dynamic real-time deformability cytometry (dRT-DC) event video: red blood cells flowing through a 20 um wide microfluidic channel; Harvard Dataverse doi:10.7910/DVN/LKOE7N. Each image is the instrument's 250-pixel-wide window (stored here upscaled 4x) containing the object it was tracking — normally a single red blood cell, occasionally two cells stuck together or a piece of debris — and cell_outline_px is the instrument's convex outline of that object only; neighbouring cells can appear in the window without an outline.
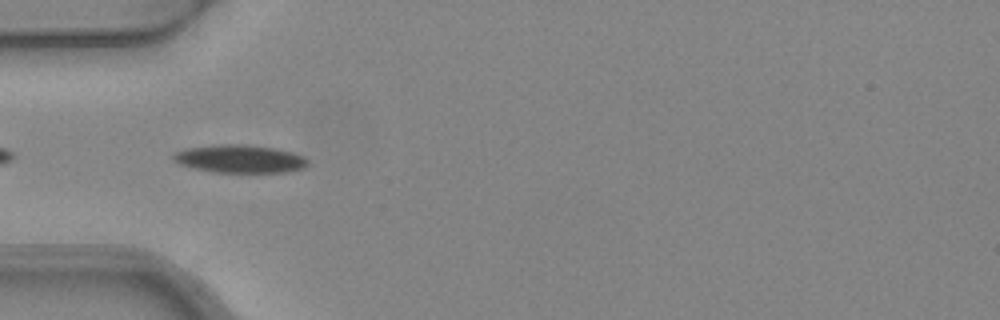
{"species": "common noctule bat (a hibernating species)", "species_latin": "Nyctalus noctula", "temperature_condition": "warm", "stored_images_in_passage": 6, "camera_frame_rate_fps": 3000, "um_per_image_px": 0.085, "animal": {"sex": "female", "body_mass_g": 24.6, "forearm_length_mm": 56.2}, "frame": {"image": 1, "passage_image": 4, "time_ms": 1.0, "image_size_px": [1000, 320], "cell_outline_px": [[308, 164], [304, 168], [288, 172], [216, 172], [192, 168], [180, 164], [172, 160], [172, 156], [176, 152], [184, 148], [212, 144], [248, 144], [276, 148], [292, 152], [304, 156], [308, 160]], "centroid_in_image_um": [20.38, 13.49], "position_along_channel_um": 64.6, "area_um2": 22.25}}
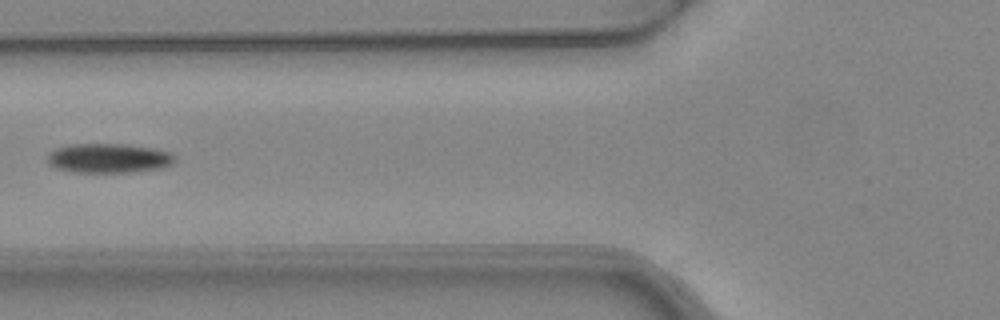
{"frame": {"image": 2, "passage_image": 5, "time_ms": 1.333, "image_size_px": [1000, 320], "cell_outline_px": [[176, 160], [172, 164], [164, 168], [132, 172], [72, 172], [56, 168], [48, 164], [48, 152], [56, 148], [72, 144], [128, 144], [152, 148], [172, 152], [176, 156]], "centroid_in_image_um": [9.27, 13.45], "position_along_channel_um": 116.5, "area_um2": 22.14}}
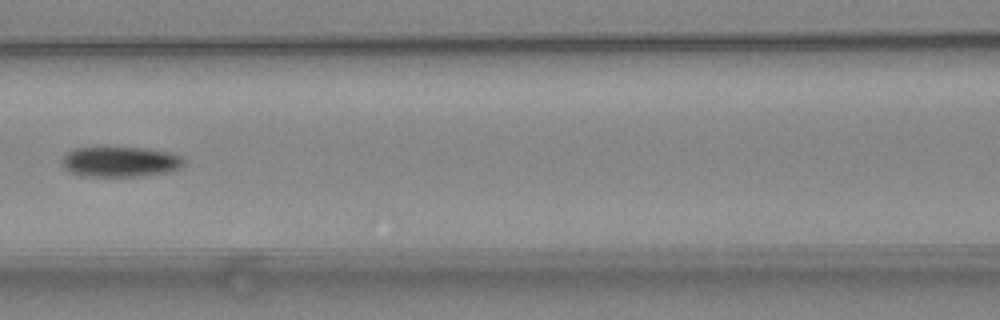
{"frame": {"image": 3, "passage_image": 6, "time_ms": 1.667, "image_size_px": [1000, 320], "cell_outline_px": [[184, 164], [180, 168], [164, 172], [136, 176], [84, 176], [68, 172], [60, 164], [60, 160], [72, 148], [96, 144], [108, 144], [144, 148], [168, 152], [180, 156], [184, 160]], "centroid_in_image_um": [10.09, 13.68], "position_along_channel_um": 156.5, "area_um2": 22.54}}